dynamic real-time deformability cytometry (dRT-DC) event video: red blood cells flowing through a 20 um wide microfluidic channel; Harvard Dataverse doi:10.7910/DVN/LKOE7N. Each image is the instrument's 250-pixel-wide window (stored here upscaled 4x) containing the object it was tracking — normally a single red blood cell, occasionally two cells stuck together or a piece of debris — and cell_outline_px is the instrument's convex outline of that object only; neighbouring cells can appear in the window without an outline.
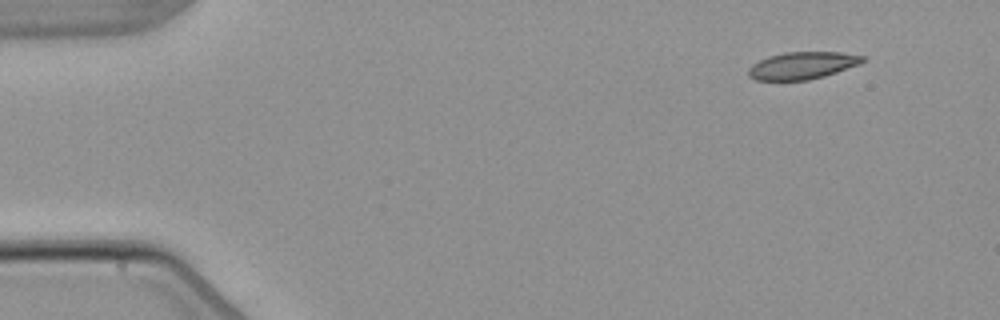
{"species": "common noctule bat (a hibernating species)", "species_latin": "Nyctalus noctula", "temperature_condition": "warm", "stored_images_in_passage": 3, "camera_frame_rate_fps": 3000, "um_per_image_px": 0.085, "animal": {"sex": "male", "body_mass_g": 21.5, "forearm_length_mm": 52.0}, "frame": {"image": 1, "passage_image": 1, "time_ms": 0.0, "image_size_px": [1000, 320], "cell_outline_px": [[864, 60], [860, 64], [824, 76], [808, 80], [756, 80], [748, 76], [748, 68], [752, 64], [768, 56], [784, 52], [840, 52], [864, 56]], "centroid_in_image_um": [68.17, 5.56], "position_along_channel_um": 16.8, "area_um2": 18.09}}
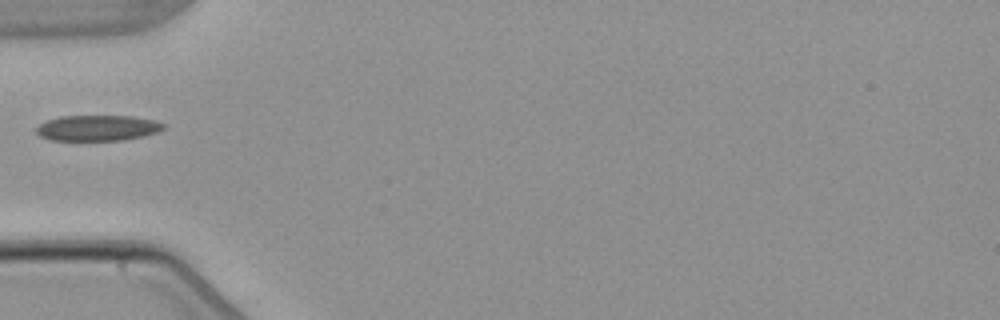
{"frame": {"image": 2, "passage_image": 3, "time_ms": 4.333, "image_size_px": [1000, 320], "cell_outline_px": [[164, 128], [156, 132], [144, 136], [124, 140], [52, 140], [40, 136], [32, 128], [48, 120], [60, 116], [132, 116], [156, 120], [164, 124]], "centroid_in_image_um": [8.27, 10.87], "position_along_channel_um": 76.7, "area_um2": 19.07}}